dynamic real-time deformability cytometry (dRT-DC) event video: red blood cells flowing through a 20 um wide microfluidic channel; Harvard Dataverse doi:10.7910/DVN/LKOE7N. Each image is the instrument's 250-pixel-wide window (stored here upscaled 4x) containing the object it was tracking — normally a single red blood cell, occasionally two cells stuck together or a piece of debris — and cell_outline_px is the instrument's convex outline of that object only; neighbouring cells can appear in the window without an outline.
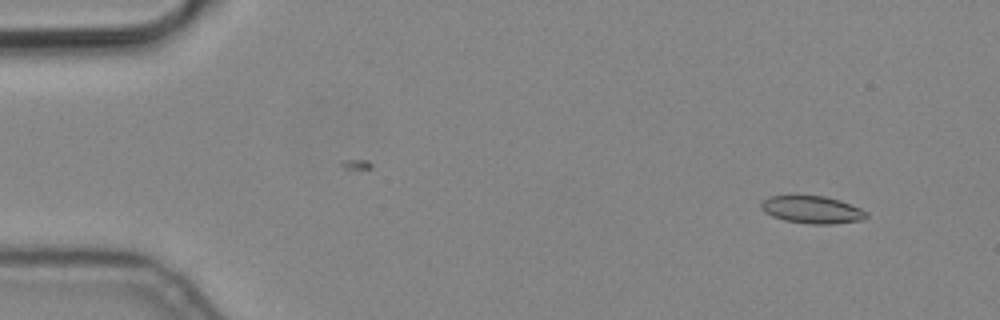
{"species": "common noctule bat (a hibernating species)", "species_latin": "Nyctalus noctula", "temperature_condition": "cold", "stored_images_in_passage": 4, "camera_frame_rate_fps": 3000, "um_per_image_px": 0.085, "animal": {"sex": "male", "body_mass_g": 19.2, "forearm_length_mm": 51.8}, "frame": {"image": 1, "passage_image": 1, "time_ms": 0.0, "image_size_px": [1000, 320], "cell_outline_px": [[868, 216], [864, 220], [832, 224], [812, 224], [784, 220], [772, 216], [764, 212], [760, 208], [760, 204], [768, 196], [824, 196], [840, 200], [860, 208], [868, 212]], "centroid_in_image_um": [69.04, 17.83], "position_along_channel_um": 16.0, "area_um2": 16.88}}
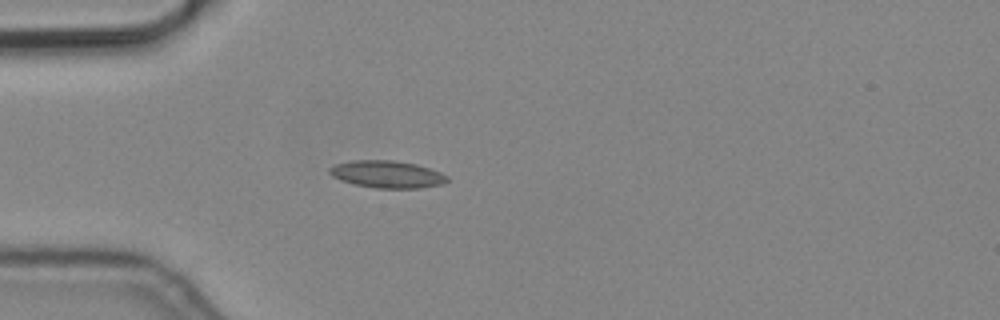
{"frame": {"image": 2, "passage_image": 4, "time_ms": 1.0, "image_size_px": [1000, 320], "cell_outline_px": [[448, 180], [444, 184], [420, 188], [376, 188], [356, 184], [340, 180], [332, 176], [328, 172], [328, 168], [336, 164], [352, 160], [392, 160], [416, 164], [440, 172], [448, 176]], "centroid_in_image_um": [32.9, 14.81], "position_along_channel_um": 52.1, "area_um2": 18.67}}